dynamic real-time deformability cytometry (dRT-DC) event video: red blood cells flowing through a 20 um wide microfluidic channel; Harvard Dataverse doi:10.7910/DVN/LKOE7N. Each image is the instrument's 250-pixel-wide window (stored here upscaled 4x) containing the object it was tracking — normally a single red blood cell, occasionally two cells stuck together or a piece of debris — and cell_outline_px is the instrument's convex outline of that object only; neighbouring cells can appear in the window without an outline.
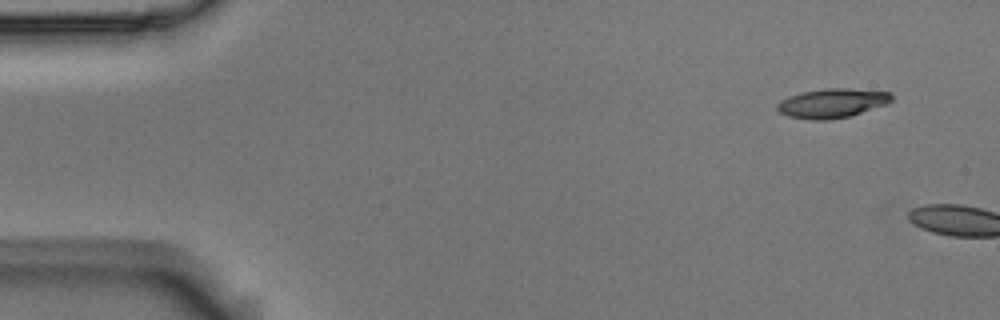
{"species": "Egyptian fruit bat (a non-hibernating species)", "species_latin": "Rousettus aegyptiacus", "temperature_condition": "room temperature", "stored_images_in_passage": 6, "camera_frame_rate_fps": 3000, "um_per_image_px": 0.085, "animal": {"sex": "male"}, "frame": {"image": 1, "passage_image": 1, "time_ms": 0.0, "image_size_px": [1000, 320], "cell_outline_px": [[892, 100], [888, 104], [852, 116], [828, 120], [812, 120], [788, 116], [780, 112], [776, 108], [776, 104], [780, 100], [788, 96], [804, 92], [824, 88], [848, 88], [892, 92]], "centroid_in_image_um": [70.76, 8.77], "position_along_channel_um": 14.2, "area_um2": 19.77}}